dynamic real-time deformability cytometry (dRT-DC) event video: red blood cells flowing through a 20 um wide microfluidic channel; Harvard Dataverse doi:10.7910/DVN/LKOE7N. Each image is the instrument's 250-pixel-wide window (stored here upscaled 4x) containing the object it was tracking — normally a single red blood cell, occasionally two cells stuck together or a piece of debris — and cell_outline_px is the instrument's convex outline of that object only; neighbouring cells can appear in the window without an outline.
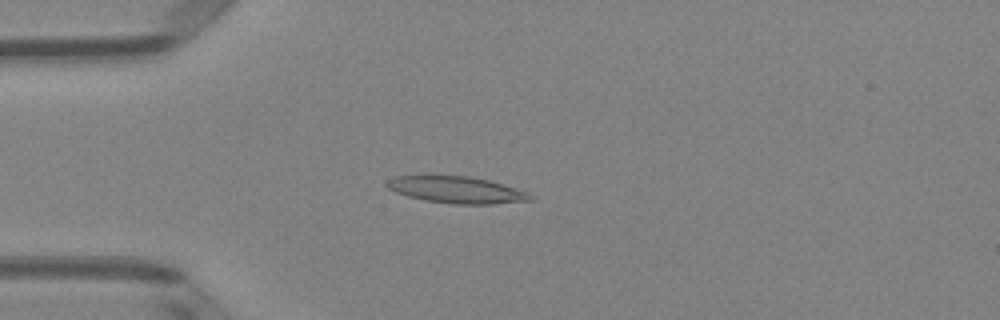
{"species": "Egyptian fruit bat (a non-hibernating species)", "species_latin": "Rousettus aegyptiacus", "temperature_condition": "room temperature", "stored_images_in_passage": 4, "camera_frame_rate_fps": 3000, "um_per_image_px": 0.085, "animal": {"sex": "female"}, "frame": {"image": 1, "passage_image": 4, "time_ms": 1.0, "image_size_px": [1000, 320], "cell_outline_px": [[532, 200], [492, 204], [452, 204], [424, 200], [408, 196], [396, 192], [388, 188], [384, 184], [392, 176], [432, 172], [468, 176], [488, 180], [528, 192], [532, 196]], "centroid_in_image_um": [38.68, 16.08], "position_along_channel_um": 46.3, "area_um2": 23.24}}